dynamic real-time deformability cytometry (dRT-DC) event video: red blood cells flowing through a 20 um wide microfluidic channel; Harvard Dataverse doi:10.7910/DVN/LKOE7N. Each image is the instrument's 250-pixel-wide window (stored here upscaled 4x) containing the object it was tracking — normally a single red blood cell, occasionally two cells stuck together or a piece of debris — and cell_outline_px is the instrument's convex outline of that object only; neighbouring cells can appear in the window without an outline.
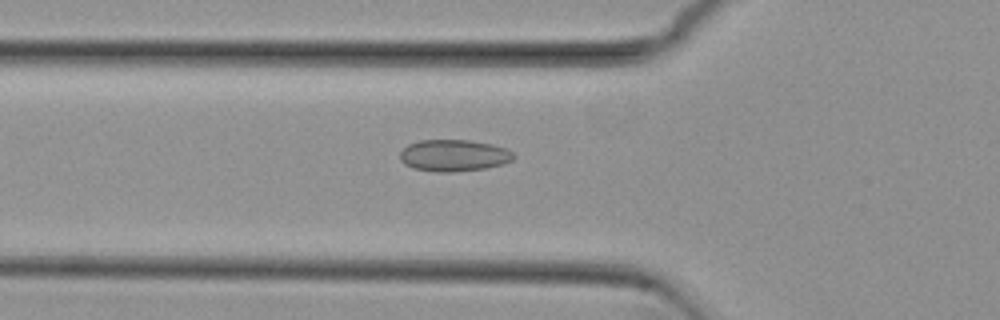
{"species": "common noctule bat (a hibernating species)", "species_latin": "Nyctalus noctula", "temperature_condition": "cold", "stored_images_in_passage": 37, "camera_frame_rate_fps": 3000, "um_per_image_px": 0.085, "animal": {"sex": "female", "body_mass_g": 29.2, "forearm_length_mm": 56.3}, "frame": {"image": 1, "passage_image": 2, "time_ms": 0.333, "image_size_px": [1000, 320], "cell_outline_px": [[516, 156], [512, 160], [504, 164], [488, 168], [456, 172], [436, 172], [412, 168], [404, 164], [400, 160], [400, 152], [408, 144], [420, 140], [468, 140], [492, 144], [508, 148]], "centroid_in_image_um": [38.6, 13.22], "position_along_channel_um": 87.2, "area_um2": 21.33}}
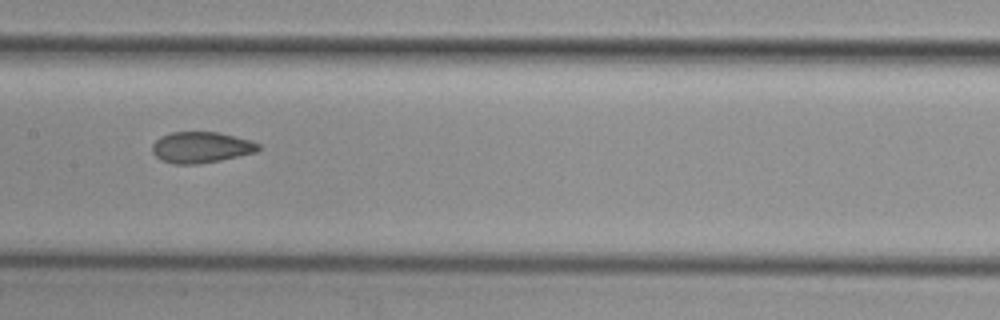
{"frame": {"image": 2, "passage_image": 10, "time_ms": 3.0, "image_size_px": [1000, 320], "cell_outline_px": [[260, 148], [256, 152], [220, 160], [196, 164], [172, 164], [160, 160], [152, 152], [152, 144], [160, 136], [172, 132], [220, 132], [252, 140], [260, 144]], "centroid_in_image_um": [17.09, 12.52], "position_along_channel_um": 190.3, "area_um2": 19.36}}
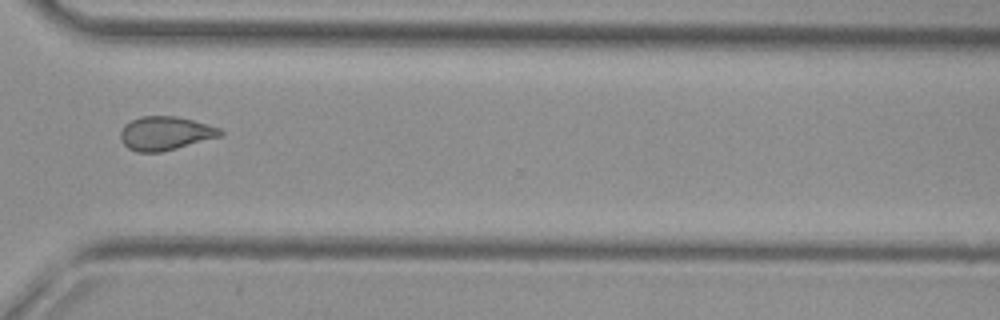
{"frame": {"image": 3, "passage_image": 23, "time_ms": 7.333, "image_size_px": [1000, 320], "cell_outline_px": [[224, 132], [220, 136], [176, 148], [160, 152], [136, 152], [128, 148], [120, 140], [120, 132], [124, 124], [140, 116], [176, 116], [192, 120], [220, 128]], "centroid_in_image_um": [14.01, 11.33], "position_along_channel_um": 356.6, "area_um2": 19.48}}